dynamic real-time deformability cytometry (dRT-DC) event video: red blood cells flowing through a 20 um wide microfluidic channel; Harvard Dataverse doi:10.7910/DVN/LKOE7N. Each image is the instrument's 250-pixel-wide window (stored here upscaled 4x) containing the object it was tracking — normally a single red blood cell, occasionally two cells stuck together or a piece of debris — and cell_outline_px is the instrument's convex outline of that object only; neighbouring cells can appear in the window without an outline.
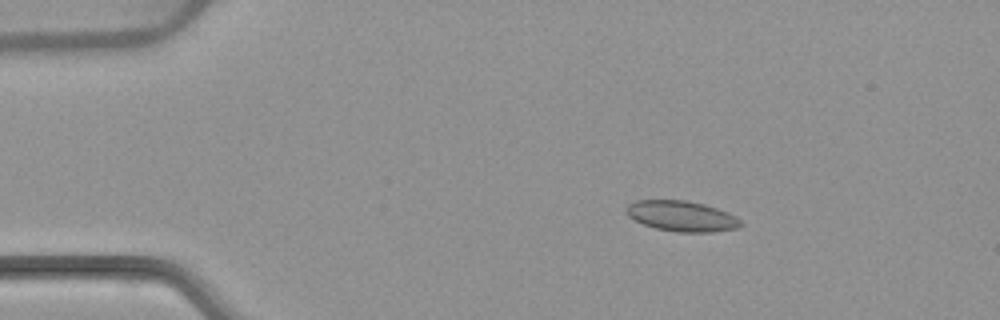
{"species": "common noctule bat (a hibernating species)", "species_latin": "Nyctalus noctula", "temperature_condition": "warm", "stored_images_in_passage": 5, "camera_frame_rate_fps": 3000, "um_per_image_px": 0.085, "animal": {"sex": "female", "body_mass_g": 22.7, "forearm_length_mm": 54.2}, "frame": {"image": 1, "passage_image": 3, "time_ms": 2.667, "image_size_px": [1000, 320], "cell_outline_px": [[744, 224], [740, 228], [712, 232], [676, 232], [656, 228], [644, 224], [628, 216], [624, 212], [624, 208], [628, 204], [636, 200], [684, 200], [704, 204], [728, 212], [736, 216]], "centroid_in_image_um": [57.95, 18.37], "position_along_channel_um": 27.0, "area_um2": 20.52}}